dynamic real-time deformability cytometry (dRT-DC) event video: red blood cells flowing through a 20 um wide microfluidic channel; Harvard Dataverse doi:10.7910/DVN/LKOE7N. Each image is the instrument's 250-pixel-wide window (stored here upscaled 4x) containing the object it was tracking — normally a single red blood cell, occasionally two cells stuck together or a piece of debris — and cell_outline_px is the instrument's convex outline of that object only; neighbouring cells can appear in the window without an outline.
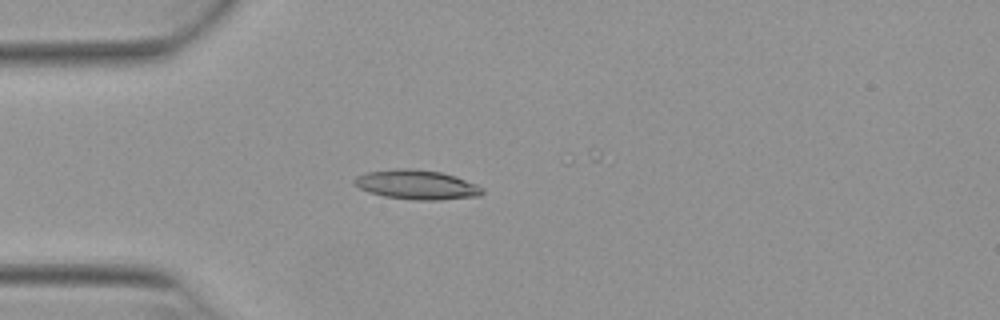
{"species": "Egyptian fruit bat (a non-hibernating species)", "species_latin": "Rousettus aegyptiacus", "temperature_condition": "warm", "stored_images_in_passage": 22, "camera_frame_rate_fps": 3000, "um_per_image_px": 0.085, "animal": {"sex": "female"}, "frame": {"image": 1, "passage_image": 9, "time_ms": 2.667, "image_size_px": [1000, 320], "cell_outline_px": [[484, 192], [480, 196], [440, 200], [416, 200], [384, 196], [368, 192], [352, 184], [352, 180], [356, 176], [368, 172], [396, 168], [412, 168], [440, 172], [456, 176], [476, 184], [484, 188]], "centroid_in_image_um": [35.42, 15.7], "position_along_channel_um": 49.6, "area_um2": 22.14}}
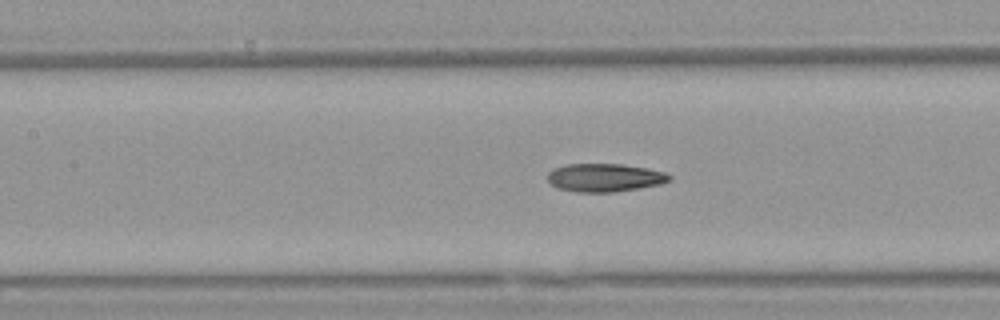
{"frame": {"image": 2, "passage_image": 18, "time_ms": 5.667, "image_size_px": [1000, 320], "cell_outline_px": [[672, 180], [660, 184], [640, 188], [612, 192], [576, 192], [556, 188], [548, 180], [548, 172], [552, 168], [564, 164], [620, 164], [648, 168], [664, 172], [672, 176]], "centroid_in_image_um": [51.39, 15.09], "position_along_channel_um": 156.0, "area_um2": 20.17}}
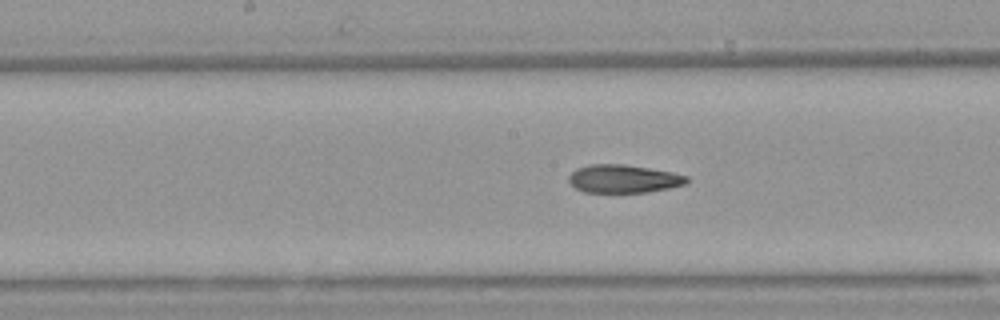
{"frame": {"image": 3, "passage_image": 21, "time_ms": 6.667, "image_size_px": [1000, 320], "cell_outline_px": [[688, 180], [684, 184], [668, 188], [648, 192], [584, 192], [576, 188], [568, 180], [568, 176], [576, 168], [592, 164], [624, 164], [672, 172], [688, 176]], "centroid_in_image_um": [52.98, 15.19], "position_along_channel_um": 195.2, "area_um2": 19.19}}